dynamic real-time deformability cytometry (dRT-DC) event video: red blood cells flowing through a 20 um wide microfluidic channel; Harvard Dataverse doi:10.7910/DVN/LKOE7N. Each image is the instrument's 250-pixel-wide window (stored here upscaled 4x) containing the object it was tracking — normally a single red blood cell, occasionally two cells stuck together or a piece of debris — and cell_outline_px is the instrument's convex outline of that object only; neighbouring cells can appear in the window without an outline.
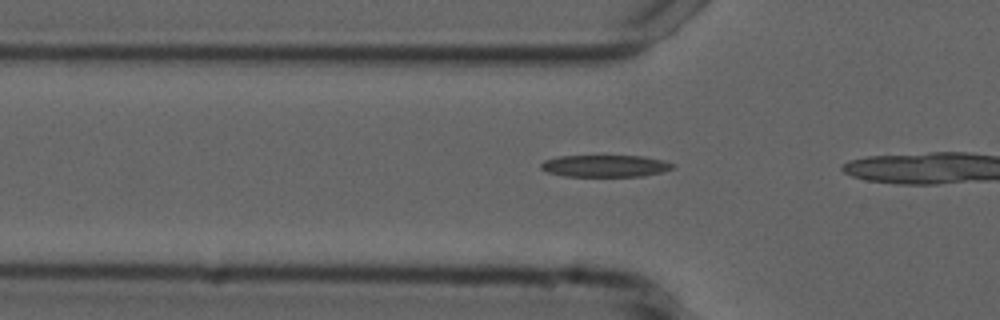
{"species": "common noctule bat (a hibernating species)", "species_latin": "Nyctalus noctula", "temperature_condition": "cold", "stored_images_in_passage": 14, "camera_frame_rate_fps": 3000, "um_per_image_px": 0.085, "animal": {"sex": "male", "forearm_length_mm": 52.5}, "frame": {"image": 1, "passage_image": 13, "time_ms": 4.0, "image_size_px": [1000, 320], "cell_outline_px": [[676, 168], [664, 172], [644, 176], [564, 176], [548, 172], [540, 168], [540, 164], [544, 160], [560, 156], [644, 156], [664, 160], [676, 164]], "centroid_in_image_um": [51.51, 14.1], "position_along_channel_um": 74.3, "area_um2": 17.05}}